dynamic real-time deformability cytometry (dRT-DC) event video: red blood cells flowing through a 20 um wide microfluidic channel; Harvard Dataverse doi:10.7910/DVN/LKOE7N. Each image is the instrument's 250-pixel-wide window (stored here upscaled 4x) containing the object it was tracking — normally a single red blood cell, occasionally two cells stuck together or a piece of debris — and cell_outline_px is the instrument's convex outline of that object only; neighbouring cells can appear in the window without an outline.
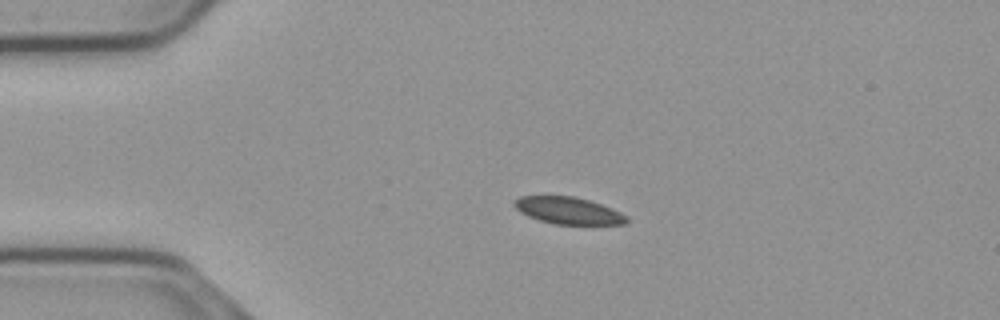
{"species": "common noctule bat (a hibernating species)", "species_latin": "Nyctalus noctula", "temperature_condition": "cold", "stored_images_in_passage": 55, "camera_frame_rate_fps": 3000, "um_per_image_px": 0.085, "animal": {"sex": "male", "body_mass_g": 23.1, "forearm_length_mm": 52.7}, "frame": {"image": 1, "passage_image": 12, "time_ms": 3.667, "image_size_px": [1000, 320], "cell_outline_px": [[628, 224], [556, 224], [540, 220], [528, 216], [520, 212], [512, 204], [512, 200], [520, 196], [572, 196], [588, 200], [612, 208], [628, 216]], "centroid_in_image_um": [48.29, 17.9], "position_along_channel_um": 36.7, "area_um2": 17.63}}
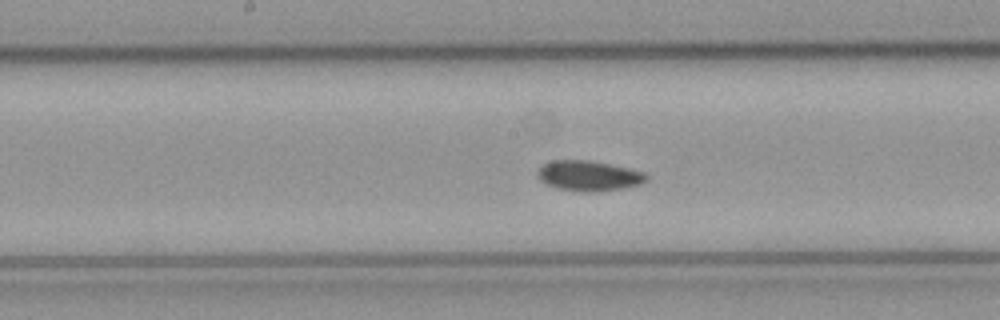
{"frame": {"image": 2, "passage_image": 28, "time_ms": 9.0, "image_size_px": [1000, 320], "cell_outline_px": [[648, 180], [640, 184], [624, 188], [596, 192], [580, 192], [556, 188], [540, 180], [536, 176], [536, 172], [544, 164], [552, 160], [588, 160], [628, 168], [644, 172], [648, 176]], "centroid_in_image_um": [50.04, 14.95], "position_along_channel_um": 198.2, "area_um2": 19.25}}
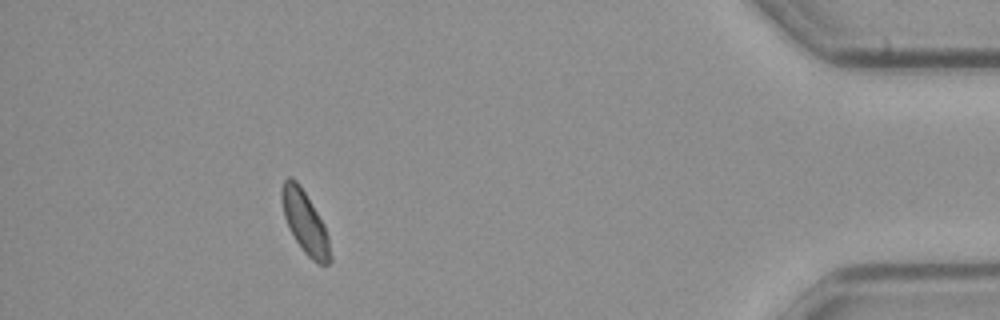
{"frame": {"image": 3, "passage_image": 50, "time_ms": 16.333, "image_size_px": [1000, 320], "cell_outline_px": [[332, 260], [328, 264], [316, 264], [304, 252], [296, 240], [284, 216], [280, 196], [280, 192], [284, 180], [288, 176], [292, 176], [300, 184], [324, 224], [328, 236], [332, 256]], "centroid_in_image_um": [25.93, 18.88], "position_along_channel_um": 409.3, "area_um2": 17.63}, "authors_computed_cell_mechanics": {"area_um2": 18.2648, "velocity_mm_per_s": 3.6924, "shape_relaxation_time_tau1_ms": 9.5441, "shape_relaxation_time_tau2_ms": null, "deformation_change_tau1": 0.0754, "deformation_change_tau2": null}}